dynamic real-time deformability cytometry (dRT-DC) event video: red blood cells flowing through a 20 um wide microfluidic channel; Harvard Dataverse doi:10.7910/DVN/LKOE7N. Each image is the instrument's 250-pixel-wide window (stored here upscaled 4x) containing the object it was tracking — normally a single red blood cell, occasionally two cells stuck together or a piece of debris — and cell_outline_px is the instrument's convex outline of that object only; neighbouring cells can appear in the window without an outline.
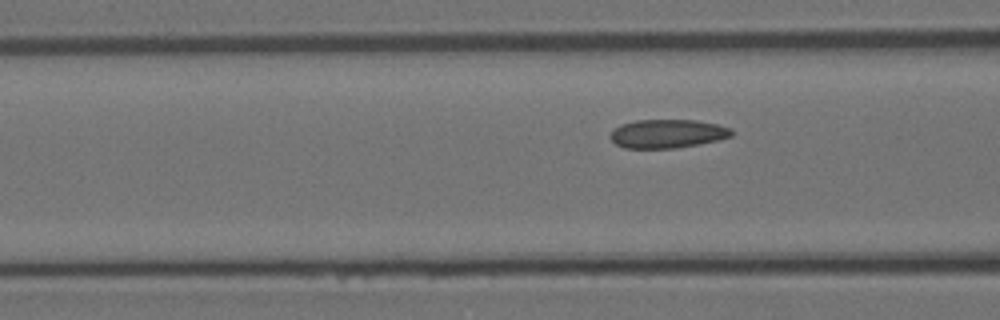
{"species": "Egyptian fruit bat (a non-hibernating species)", "species_latin": "Rousettus aegyptiacus", "temperature_condition": "room temperature", "stored_images_in_passage": 8, "segment_of_instrument_passage": [2, 2], "camera_frame_rate_fps": 3000, "um_per_image_px": 0.085, "animal": {"sex": "female"}, "frame": {"image": 1, "passage_image": 8, "time_ms": 2.333, "image_size_px": [1000, 320], "cell_outline_px": [[736, 132], [732, 136], [720, 140], [700, 144], [676, 148], [624, 148], [616, 144], [608, 136], [620, 124], [636, 120], [696, 120], [716, 124], [732, 128]], "centroid_in_image_um": [56.78, 11.36], "position_along_channel_um": 109.8, "area_um2": 20.46}}